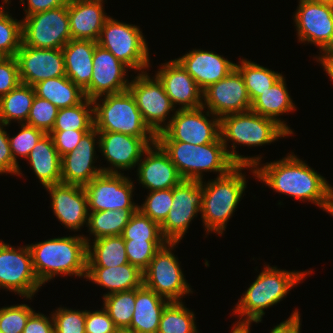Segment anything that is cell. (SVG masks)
Returning <instances> with one entry per match:
<instances>
[{"mask_svg":"<svg viewBox=\"0 0 333 333\" xmlns=\"http://www.w3.org/2000/svg\"><path fill=\"white\" fill-rule=\"evenodd\" d=\"M265 164V165H264ZM254 165L255 178L272 190L299 201H309L330 214L332 185L291 152L285 158Z\"/></svg>","mask_w":333,"mask_h":333,"instance_id":"cell-1","label":"cell"},{"mask_svg":"<svg viewBox=\"0 0 333 333\" xmlns=\"http://www.w3.org/2000/svg\"><path fill=\"white\" fill-rule=\"evenodd\" d=\"M90 240L89 236L69 235L28 244L39 282L44 285L57 275L86 278L87 243Z\"/></svg>","mask_w":333,"mask_h":333,"instance_id":"cell-2","label":"cell"},{"mask_svg":"<svg viewBox=\"0 0 333 333\" xmlns=\"http://www.w3.org/2000/svg\"><path fill=\"white\" fill-rule=\"evenodd\" d=\"M220 136L229 158L236 165L254 166L261 163V156H244L236 151V144L258 147L271 144L290 134L276 121L263 117L252 110L229 114L220 119ZM233 142L229 146L228 143ZM231 149H227L229 147ZM260 156V157H259Z\"/></svg>","mask_w":333,"mask_h":333,"instance_id":"cell-3","label":"cell"},{"mask_svg":"<svg viewBox=\"0 0 333 333\" xmlns=\"http://www.w3.org/2000/svg\"><path fill=\"white\" fill-rule=\"evenodd\" d=\"M313 271H287L265 264L264 269L247 288L233 308L237 314L236 323H259L265 315V309L276 305L293 287L303 281ZM239 315V316H238Z\"/></svg>","mask_w":333,"mask_h":333,"instance_id":"cell-4","label":"cell"},{"mask_svg":"<svg viewBox=\"0 0 333 333\" xmlns=\"http://www.w3.org/2000/svg\"><path fill=\"white\" fill-rule=\"evenodd\" d=\"M156 142L169 155L184 180L202 181L203 173L226 175L236 164L229 158L221 137L212 143L194 145L173 141L164 131L157 134Z\"/></svg>","mask_w":333,"mask_h":333,"instance_id":"cell-5","label":"cell"},{"mask_svg":"<svg viewBox=\"0 0 333 333\" xmlns=\"http://www.w3.org/2000/svg\"><path fill=\"white\" fill-rule=\"evenodd\" d=\"M247 168L251 169L255 176L253 166L236 165L226 175L207 182L201 181L203 201L200 214L206 234L213 232L222 236L226 231L227 222L238 207L243 192L245 193L247 188L246 176L242 173V170Z\"/></svg>","mask_w":333,"mask_h":333,"instance_id":"cell-6","label":"cell"},{"mask_svg":"<svg viewBox=\"0 0 333 333\" xmlns=\"http://www.w3.org/2000/svg\"><path fill=\"white\" fill-rule=\"evenodd\" d=\"M101 97L92 100L94 128L97 131L140 137L149 146L156 143L157 135L144 122L135 99L128 90Z\"/></svg>","mask_w":333,"mask_h":333,"instance_id":"cell-7","label":"cell"},{"mask_svg":"<svg viewBox=\"0 0 333 333\" xmlns=\"http://www.w3.org/2000/svg\"><path fill=\"white\" fill-rule=\"evenodd\" d=\"M97 44L110 51L129 70H149L148 44L139 26L120 22L110 15L101 30Z\"/></svg>","mask_w":333,"mask_h":333,"instance_id":"cell-8","label":"cell"},{"mask_svg":"<svg viewBox=\"0 0 333 333\" xmlns=\"http://www.w3.org/2000/svg\"><path fill=\"white\" fill-rule=\"evenodd\" d=\"M179 242H167L154 255L143 272V285L169 301H182L192 288L180 267L174 250Z\"/></svg>","mask_w":333,"mask_h":333,"instance_id":"cell-9","label":"cell"},{"mask_svg":"<svg viewBox=\"0 0 333 333\" xmlns=\"http://www.w3.org/2000/svg\"><path fill=\"white\" fill-rule=\"evenodd\" d=\"M154 76H150L147 70L139 72L133 80H129L128 91L134 97L144 122L157 135L170 124L173 114H169L177 109L166 94L162 82Z\"/></svg>","mask_w":333,"mask_h":333,"instance_id":"cell-10","label":"cell"},{"mask_svg":"<svg viewBox=\"0 0 333 333\" xmlns=\"http://www.w3.org/2000/svg\"><path fill=\"white\" fill-rule=\"evenodd\" d=\"M22 19V44L34 48L62 49L72 39L68 3Z\"/></svg>","mask_w":333,"mask_h":333,"instance_id":"cell-11","label":"cell"},{"mask_svg":"<svg viewBox=\"0 0 333 333\" xmlns=\"http://www.w3.org/2000/svg\"><path fill=\"white\" fill-rule=\"evenodd\" d=\"M42 284L39 282L28 245L15 248L0 241V288L31 300Z\"/></svg>","mask_w":333,"mask_h":333,"instance_id":"cell-12","label":"cell"},{"mask_svg":"<svg viewBox=\"0 0 333 333\" xmlns=\"http://www.w3.org/2000/svg\"><path fill=\"white\" fill-rule=\"evenodd\" d=\"M203 187L199 180H183L173 187L172 206L160 224L163 237L168 242H181L190 222L201 213Z\"/></svg>","mask_w":333,"mask_h":333,"instance_id":"cell-13","label":"cell"},{"mask_svg":"<svg viewBox=\"0 0 333 333\" xmlns=\"http://www.w3.org/2000/svg\"><path fill=\"white\" fill-rule=\"evenodd\" d=\"M134 182L124 173H102L84 186L88 211L138 209L133 201Z\"/></svg>","mask_w":333,"mask_h":333,"instance_id":"cell-14","label":"cell"},{"mask_svg":"<svg viewBox=\"0 0 333 333\" xmlns=\"http://www.w3.org/2000/svg\"><path fill=\"white\" fill-rule=\"evenodd\" d=\"M203 106L195 109H177L170 124L163 130L173 141L203 145L217 141L220 136V118ZM204 111V112H203ZM205 114V115H204ZM212 116V118H208Z\"/></svg>","mask_w":333,"mask_h":333,"instance_id":"cell-15","label":"cell"},{"mask_svg":"<svg viewBox=\"0 0 333 333\" xmlns=\"http://www.w3.org/2000/svg\"><path fill=\"white\" fill-rule=\"evenodd\" d=\"M293 17L298 42L315 44L320 51L333 47V5L299 0Z\"/></svg>","mask_w":333,"mask_h":333,"instance_id":"cell-16","label":"cell"},{"mask_svg":"<svg viewBox=\"0 0 333 333\" xmlns=\"http://www.w3.org/2000/svg\"><path fill=\"white\" fill-rule=\"evenodd\" d=\"M203 100L202 106L220 119L251 108L244 79L236 67L226 77L203 90Z\"/></svg>","mask_w":333,"mask_h":333,"instance_id":"cell-17","label":"cell"},{"mask_svg":"<svg viewBox=\"0 0 333 333\" xmlns=\"http://www.w3.org/2000/svg\"><path fill=\"white\" fill-rule=\"evenodd\" d=\"M92 69L90 85L84 90L86 98L93 100L128 90L130 82L125 76L129 68L98 44L94 51Z\"/></svg>","mask_w":333,"mask_h":333,"instance_id":"cell-18","label":"cell"},{"mask_svg":"<svg viewBox=\"0 0 333 333\" xmlns=\"http://www.w3.org/2000/svg\"><path fill=\"white\" fill-rule=\"evenodd\" d=\"M51 197V208L61 225L79 231L88 225V198L84 186L63 182L45 187Z\"/></svg>","mask_w":333,"mask_h":333,"instance_id":"cell-19","label":"cell"},{"mask_svg":"<svg viewBox=\"0 0 333 333\" xmlns=\"http://www.w3.org/2000/svg\"><path fill=\"white\" fill-rule=\"evenodd\" d=\"M15 57L23 84L33 86L45 79L66 76L62 49L34 48L21 44Z\"/></svg>","mask_w":333,"mask_h":333,"instance_id":"cell-20","label":"cell"},{"mask_svg":"<svg viewBox=\"0 0 333 333\" xmlns=\"http://www.w3.org/2000/svg\"><path fill=\"white\" fill-rule=\"evenodd\" d=\"M98 136L99 152L111 165L101 167L103 173L121 174L120 170L135 168L149 147L142 138L120 132L98 131Z\"/></svg>","mask_w":333,"mask_h":333,"instance_id":"cell-21","label":"cell"},{"mask_svg":"<svg viewBox=\"0 0 333 333\" xmlns=\"http://www.w3.org/2000/svg\"><path fill=\"white\" fill-rule=\"evenodd\" d=\"M97 137H99L98 131L95 128L91 129L82 137L75 149L61 157V182L85 186L103 173L100 165L98 168L94 166L98 158L95 151L97 144L96 148H99Z\"/></svg>","mask_w":333,"mask_h":333,"instance_id":"cell-22","label":"cell"},{"mask_svg":"<svg viewBox=\"0 0 333 333\" xmlns=\"http://www.w3.org/2000/svg\"><path fill=\"white\" fill-rule=\"evenodd\" d=\"M137 166V180L149 191L170 189L184 180L157 142L143 152Z\"/></svg>","mask_w":333,"mask_h":333,"instance_id":"cell-23","label":"cell"},{"mask_svg":"<svg viewBox=\"0 0 333 333\" xmlns=\"http://www.w3.org/2000/svg\"><path fill=\"white\" fill-rule=\"evenodd\" d=\"M166 94L177 109H195L202 106L203 90L176 60L163 63L155 74Z\"/></svg>","mask_w":333,"mask_h":333,"instance_id":"cell-24","label":"cell"},{"mask_svg":"<svg viewBox=\"0 0 333 333\" xmlns=\"http://www.w3.org/2000/svg\"><path fill=\"white\" fill-rule=\"evenodd\" d=\"M176 60L202 90L220 81L235 68V63L222 55L203 49H193Z\"/></svg>","mask_w":333,"mask_h":333,"instance_id":"cell-25","label":"cell"},{"mask_svg":"<svg viewBox=\"0 0 333 333\" xmlns=\"http://www.w3.org/2000/svg\"><path fill=\"white\" fill-rule=\"evenodd\" d=\"M104 0H68L71 37L97 42L106 19Z\"/></svg>","mask_w":333,"mask_h":333,"instance_id":"cell-26","label":"cell"},{"mask_svg":"<svg viewBox=\"0 0 333 333\" xmlns=\"http://www.w3.org/2000/svg\"><path fill=\"white\" fill-rule=\"evenodd\" d=\"M97 42L69 40L62 48L66 76L83 91L90 85Z\"/></svg>","mask_w":333,"mask_h":333,"instance_id":"cell-27","label":"cell"},{"mask_svg":"<svg viewBox=\"0 0 333 333\" xmlns=\"http://www.w3.org/2000/svg\"><path fill=\"white\" fill-rule=\"evenodd\" d=\"M86 279L109 290L103 297L143 286V272L130 263L117 267H87Z\"/></svg>","mask_w":333,"mask_h":333,"instance_id":"cell-28","label":"cell"},{"mask_svg":"<svg viewBox=\"0 0 333 333\" xmlns=\"http://www.w3.org/2000/svg\"><path fill=\"white\" fill-rule=\"evenodd\" d=\"M169 302L144 285L136 288L133 318L128 328L137 333H157L163 310Z\"/></svg>","mask_w":333,"mask_h":333,"instance_id":"cell-29","label":"cell"},{"mask_svg":"<svg viewBox=\"0 0 333 333\" xmlns=\"http://www.w3.org/2000/svg\"><path fill=\"white\" fill-rule=\"evenodd\" d=\"M285 80L282 75L269 89L257 96L251 102L250 110L263 117L273 119L291 135L293 130L285 123L286 121L278 118L279 115L297 110L289 95Z\"/></svg>","mask_w":333,"mask_h":333,"instance_id":"cell-30","label":"cell"},{"mask_svg":"<svg viewBox=\"0 0 333 333\" xmlns=\"http://www.w3.org/2000/svg\"><path fill=\"white\" fill-rule=\"evenodd\" d=\"M26 160L44 188L61 182V157L49 134L37 142Z\"/></svg>","mask_w":333,"mask_h":333,"instance_id":"cell-31","label":"cell"},{"mask_svg":"<svg viewBox=\"0 0 333 333\" xmlns=\"http://www.w3.org/2000/svg\"><path fill=\"white\" fill-rule=\"evenodd\" d=\"M33 88L36 96L50 101L58 109L76 106L86 98L84 91L67 76L42 80Z\"/></svg>","mask_w":333,"mask_h":333,"instance_id":"cell-32","label":"cell"},{"mask_svg":"<svg viewBox=\"0 0 333 333\" xmlns=\"http://www.w3.org/2000/svg\"><path fill=\"white\" fill-rule=\"evenodd\" d=\"M92 241L87 243V267H117L129 263L121 235Z\"/></svg>","mask_w":333,"mask_h":333,"instance_id":"cell-33","label":"cell"},{"mask_svg":"<svg viewBox=\"0 0 333 333\" xmlns=\"http://www.w3.org/2000/svg\"><path fill=\"white\" fill-rule=\"evenodd\" d=\"M35 97L33 86L20 83L16 88L0 98V123L10 125L11 121L19 124L27 122Z\"/></svg>","mask_w":333,"mask_h":333,"instance_id":"cell-34","label":"cell"},{"mask_svg":"<svg viewBox=\"0 0 333 333\" xmlns=\"http://www.w3.org/2000/svg\"><path fill=\"white\" fill-rule=\"evenodd\" d=\"M138 209L89 211L87 228L96 240L106 236H118L123 232L132 214Z\"/></svg>","mask_w":333,"mask_h":333,"instance_id":"cell-35","label":"cell"},{"mask_svg":"<svg viewBox=\"0 0 333 333\" xmlns=\"http://www.w3.org/2000/svg\"><path fill=\"white\" fill-rule=\"evenodd\" d=\"M235 63V67L241 73L247 88L250 101L269 89L281 76L282 73L275 72L267 67H263L251 60L240 59Z\"/></svg>","mask_w":333,"mask_h":333,"instance_id":"cell-36","label":"cell"},{"mask_svg":"<svg viewBox=\"0 0 333 333\" xmlns=\"http://www.w3.org/2000/svg\"><path fill=\"white\" fill-rule=\"evenodd\" d=\"M183 301H170L163 310L157 333H199L195 314Z\"/></svg>","mask_w":333,"mask_h":333,"instance_id":"cell-37","label":"cell"},{"mask_svg":"<svg viewBox=\"0 0 333 333\" xmlns=\"http://www.w3.org/2000/svg\"><path fill=\"white\" fill-rule=\"evenodd\" d=\"M93 128V102L85 98L76 106L59 109L51 131L91 130Z\"/></svg>","mask_w":333,"mask_h":333,"instance_id":"cell-38","label":"cell"},{"mask_svg":"<svg viewBox=\"0 0 333 333\" xmlns=\"http://www.w3.org/2000/svg\"><path fill=\"white\" fill-rule=\"evenodd\" d=\"M136 289L103 297V307L117 328L129 327L133 318Z\"/></svg>","mask_w":333,"mask_h":333,"instance_id":"cell-39","label":"cell"},{"mask_svg":"<svg viewBox=\"0 0 333 333\" xmlns=\"http://www.w3.org/2000/svg\"><path fill=\"white\" fill-rule=\"evenodd\" d=\"M0 5V55L15 57L22 44V20L17 21Z\"/></svg>","mask_w":333,"mask_h":333,"instance_id":"cell-40","label":"cell"},{"mask_svg":"<svg viewBox=\"0 0 333 333\" xmlns=\"http://www.w3.org/2000/svg\"><path fill=\"white\" fill-rule=\"evenodd\" d=\"M121 236L124 240L167 241L162 235L160 224L139 209L132 214Z\"/></svg>","mask_w":333,"mask_h":333,"instance_id":"cell-41","label":"cell"},{"mask_svg":"<svg viewBox=\"0 0 333 333\" xmlns=\"http://www.w3.org/2000/svg\"><path fill=\"white\" fill-rule=\"evenodd\" d=\"M168 241L124 240L130 264L144 272L155 253Z\"/></svg>","mask_w":333,"mask_h":333,"instance_id":"cell-42","label":"cell"},{"mask_svg":"<svg viewBox=\"0 0 333 333\" xmlns=\"http://www.w3.org/2000/svg\"><path fill=\"white\" fill-rule=\"evenodd\" d=\"M173 188L149 191L145 202L138 209L151 220L161 224L172 206Z\"/></svg>","mask_w":333,"mask_h":333,"instance_id":"cell-43","label":"cell"},{"mask_svg":"<svg viewBox=\"0 0 333 333\" xmlns=\"http://www.w3.org/2000/svg\"><path fill=\"white\" fill-rule=\"evenodd\" d=\"M20 125V132L13 137H8L11 153L17 165L19 163L17 157L26 159L33 147L46 134L43 130L26 123Z\"/></svg>","mask_w":333,"mask_h":333,"instance_id":"cell-44","label":"cell"},{"mask_svg":"<svg viewBox=\"0 0 333 333\" xmlns=\"http://www.w3.org/2000/svg\"><path fill=\"white\" fill-rule=\"evenodd\" d=\"M59 109L50 101L35 95L26 124L48 134L55 123Z\"/></svg>","mask_w":333,"mask_h":333,"instance_id":"cell-45","label":"cell"},{"mask_svg":"<svg viewBox=\"0 0 333 333\" xmlns=\"http://www.w3.org/2000/svg\"><path fill=\"white\" fill-rule=\"evenodd\" d=\"M34 311L27 304L0 308V331L3 333H22L29 316Z\"/></svg>","mask_w":333,"mask_h":333,"instance_id":"cell-46","label":"cell"},{"mask_svg":"<svg viewBox=\"0 0 333 333\" xmlns=\"http://www.w3.org/2000/svg\"><path fill=\"white\" fill-rule=\"evenodd\" d=\"M51 313L54 320L55 333H86V310L59 307Z\"/></svg>","mask_w":333,"mask_h":333,"instance_id":"cell-47","label":"cell"},{"mask_svg":"<svg viewBox=\"0 0 333 333\" xmlns=\"http://www.w3.org/2000/svg\"><path fill=\"white\" fill-rule=\"evenodd\" d=\"M19 67L16 57H0V98L19 84Z\"/></svg>","mask_w":333,"mask_h":333,"instance_id":"cell-48","label":"cell"},{"mask_svg":"<svg viewBox=\"0 0 333 333\" xmlns=\"http://www.w3.org/2000/svg\"><path fill=\"white\" fill-rule=\"evenodd\" d=\"M90 130H65V131H50L55 148L60 157L70 153L76 148L82 137Z\"/></svg>","mask_w":333,"mask_h":333,"instance_id":"cell-49","label":"cell"},{"mask_svg":"<svg viewBox=\"0 0 333 333\" xmlns=\"http://www.w3.org/2000/svg\"><path fill=\"white\" fill-rule=\"evenodd\" d=\"M86 333H114L116 326L104 307L100 310H86Z\"/></svg>","mask_w":333,"mask_h":333,"instance_id":"cell-50","label":"cell"},{"mask_svg":"<svg viewBox=\"0 0 333 333\" xmlns=\"http://www.w3.org/2000/svg\"><path fill=\"white\" fill-rule=\"evenodd\" d=\"M6 126L7 125L0 123V174L6 173V175L15 174L16 176H23V174L21 173L22 171H20V165H17L14 162L12 156L8 140L9 134H7V131L3 130Z\"/></svg>","mask_w":333,"mask_h":333,"instance_id":"cell-51","label":"cell"},{"mask_svg":"<svg viewBox=\"0 0 333 333\" xmlns=\"http://www.w3.org/2000/svg\"><path fill=\"white\" fill-rule=\"evenodd\" d=\"M47 317L40 312H33L25 325L22 333H55V326L52 314Z\"/></svg>","mask_w":333,"mask_h":333,"instance_id":"cell-52","label":"cell"},{"mask_svg":"<svg viewBox=\"0 0 333 333\" xmlns=\"http://www.w3.org/2000/svg\"><path fill=\"white\" fill-rule=\"evenodd\" d=\"M25 1L28 3L27 8L24 6L25 17L34 13L59 8L68 3V0H20V3L25 5Z\"/></svg>","mask_w":333,"mask_h":333,"instance_id":"cell-53","label":"cell"},{"mask_svg":"<svg viewBox=\"0 0 333 333\" xmlns=\"http://www.w3.org/2000/svg\"><path fill=\"white\" fill-rule=\"evenodd\" d=\"M300 317L298 309H295L288 319L274 326L270 333H301Z\"/></svg>","mask_w":333,"mask_h":333,"instance_id":"cell-54","label":"cell"},{"mask_svg":"<svg viewBox=\"0 0 333 333\" xmlns=\"http://www.w3.org/2000/svg\"><path fill=\"white\" fill-rule=\"evenodd\" d=\"M320 53L322 54L315 58L321 64L326 74H328L330 81L333 82V47L323 49Z\"/></svg>","mask_w":333,"mask_h":333,"instance_id":"cell-55","label":"cell"},{"mask_svg":"<svg viewBox=\"0 0 333 333\" xmlns=\"http://www.w3.org/2000/svg\"><path fill=\"white\" fill-rule=\"evenodd\" d=\"M231 333H251L250 324L247 323H234Z\"/></svg>","mask_w":333,"mask_h":333,"instance_id":"cell-56","label":"cell"},{"mask_svg":"<svg viewBox=\"0 0 333 333\" xmlns=\"http://www.w3.org/2000/svg\"><path fill=\"white\" fill-rule=\"evenodd\" d=\"M114 333H137V332L128 327H122V328H116Z\"/></svg>","mask_w":333,"mask_h":333,"instance_id":"cell-57","label":"cell"},{"mask_svg":"<svg viewBox=\"0 0 333 333\" xmlns=\"http://www.w3.org/2000/svg\"><path fill=\"white\" fill-rule=\"evenodd\" d=\"M312 1L333 5V0H312Z\"/></svg>","mask_w":333,"mask_h":333,"instance_id":"cell-58","label":"cell"},{"mask_svg":"<svg viewBox=\"0 0 333 333\" xmlns=\"http://www.w3.org/2000/svg\"><path fill=\"white\" fill-rule=\"evenodd\" d=\"M330 215L333 216V187H332V208L330 211Z\"/></svg>","mask_w":333,"mask_h":333,"instance_id":"cell-59","label":"cell"},{"mask_svg":"<svg viewBox=\"0 0 333 333\" xmlns=\"http://www.w3.org/2000/svg\"><path fill=\"white\" fill-rule=\"evenodd\" d=\"M11 2V0H3V4H8L9 5V3Z\"/></svg>","mask_w":333,"mask_h":333,"instance_id":"cell-60","label":"cell"}]
</instances>
